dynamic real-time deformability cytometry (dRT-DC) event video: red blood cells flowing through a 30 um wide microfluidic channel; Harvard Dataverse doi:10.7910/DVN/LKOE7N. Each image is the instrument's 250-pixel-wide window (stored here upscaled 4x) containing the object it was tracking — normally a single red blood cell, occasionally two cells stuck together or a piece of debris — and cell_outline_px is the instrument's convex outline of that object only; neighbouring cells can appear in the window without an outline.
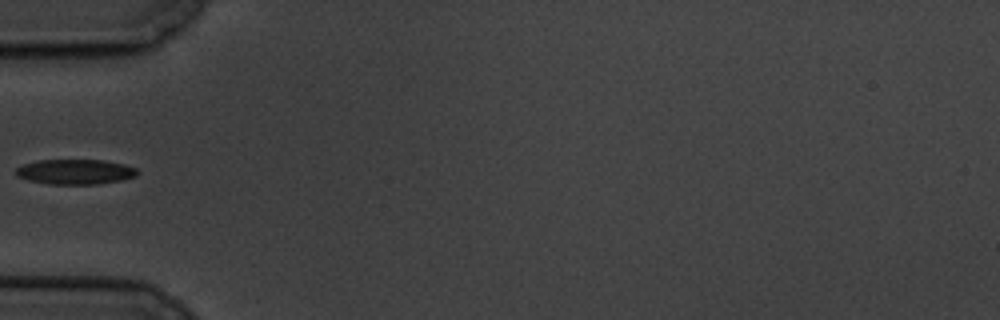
{"species": "common noctule bat (a hibernating species)", "species_latin": "Nyctalus noctula", "temperature_condition": "cold", "stored_images_in_passage": 7, "camera_frame_rate_fps": 3000, "um_per_image_px": 0.085, "animal": {"sex": "male", "body_mass_g": 19.5, "forearm_length_mm": 54.6}, "frame": {"image": 1, "passage_image": 6, "time_ms": 6.0, "image_size_px": [1000, 320], "cell_outline_px": [[140, 172], [136, 176], [120, 180], [96, 184], [48, 184], [28, 180], [16, 176], [16, 168], [24, 164], [36, 160], [104, 160], [124, 164], [136, 168]], "centroid_in_image_um": [6.39, 14.6], "position_along_channel_um": 78.6, "area_um2": 17.74}}
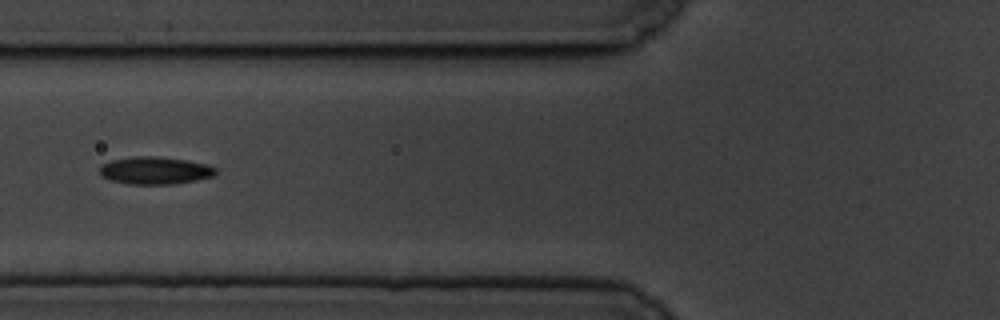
{"frame": {"image": 2, "passage_image": 7, "time_ms": 7.0, "image_size_px": [1000, 320], "cell_outline_px": [[216, 172], [212, 176], [196, 180], [176, 184], [128, 184], [112, 180], [100, 176], [100, 168], [104, 164], [112, 160], [136, 156], [156, 156], [184, 160], [208, 164], [216, 168]], "centroid_in_image_um": [13.19, 14.5], "position_along_channel_um": 112.6, "area_um2": 18.44}}